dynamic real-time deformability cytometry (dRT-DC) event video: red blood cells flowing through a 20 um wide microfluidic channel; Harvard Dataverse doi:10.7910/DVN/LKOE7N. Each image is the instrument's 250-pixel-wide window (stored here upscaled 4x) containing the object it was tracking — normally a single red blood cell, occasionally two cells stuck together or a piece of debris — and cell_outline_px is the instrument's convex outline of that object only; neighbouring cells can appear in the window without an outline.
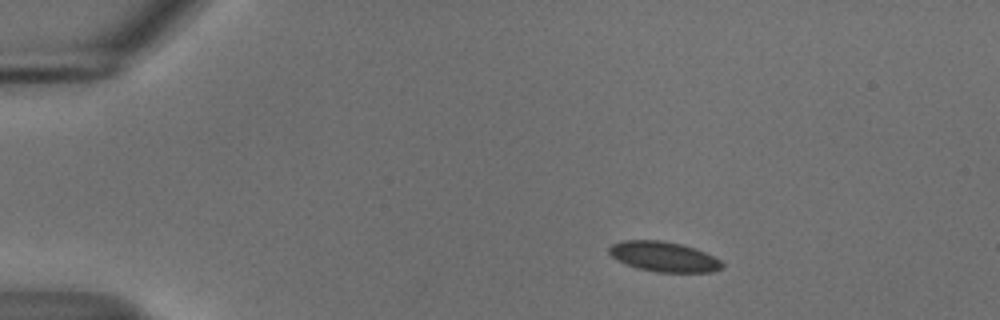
{"species": "common noctule bat (a hibernating species)", "species_latin": "Nyctalus noctula", "temperature_condition": "cold", "stored_images_in_passage": 47, "camera_frame_rate_fps": 3000, "um_per_image_px": 0.085, "animal": {"sex": "male", "body_mass_g": 18.8}, "frame": {"image": 1, "passage_image": 1, "time_ms": 0.0, "image_size_px": [1000, 320], "cell_outline_px": [[724, 268], [712, 272], [656, 272], [640, 268], [616, 260], [608, 252], [608, 248], [612, 244], [620, 240], [664, 240], [684, 244], [704, 252], [720, 260], [724, 264]], "centroid_in_image_um": [56.43, 21.8], "position_along_channel_um": 28.6, "area_um2": 19.88}}
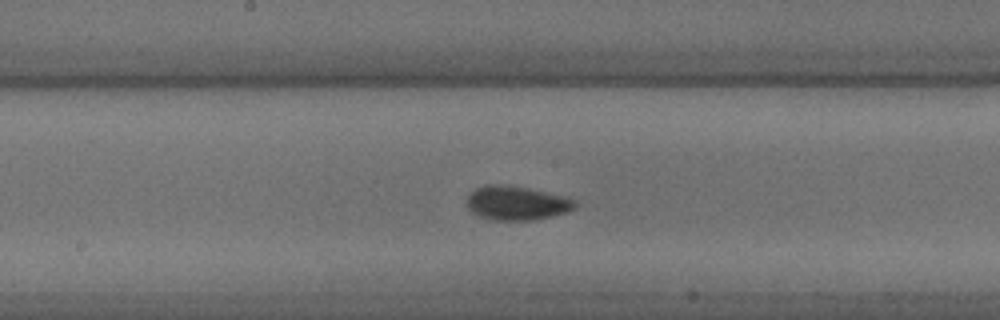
{"frame": {"image": 2, "passage_image": 21, "time_ms": 6.667, "image_size_px": [1000, 320], "cell_outline_px": [[576, 204], [568, 212], [552, 216], [532, 220], [496, 220], [480, 216], [472, 212], [464, 204], [468, 196], [476, 188], [484, 184], [500, 184], [528, 188], [564, 196], [576, 200]], "centroid_in_image_um": [43.88, 17.25], "position_along_channel_um": 204.3, "area_um2": 21.44}}
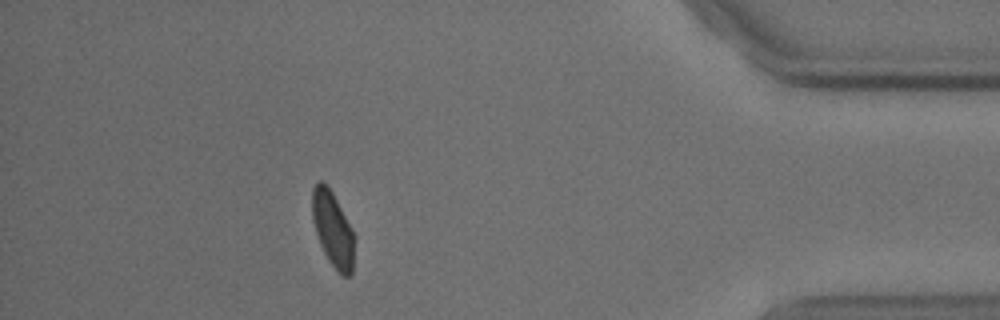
{"frame": {"image": 3, "passage_image": 41, "time_ms": 13.333, "image_size_px": [1000, 320], "cell_outline_px": [[352, 276], [340, 276], [328, 260], [320, 244], [312, 220], [312, 188], [320, 180], [332, 192], [352, 228]], "centroid_in_image_um": [28.25, 19.5], "position_along_channel_um": 406.9, "area_um2": 18.03}, "authors_computed_cell_mechanics": {"area_um2": 19.8832, "velocity_mm_per_s": 3.6709, "shape_relaxation_time_tau1_ms": 3.0477, "shape_relaxation_time_tau2_ms": null, "deformation_change_tau1": 0.0735, "deformation_change_tau2": null}}